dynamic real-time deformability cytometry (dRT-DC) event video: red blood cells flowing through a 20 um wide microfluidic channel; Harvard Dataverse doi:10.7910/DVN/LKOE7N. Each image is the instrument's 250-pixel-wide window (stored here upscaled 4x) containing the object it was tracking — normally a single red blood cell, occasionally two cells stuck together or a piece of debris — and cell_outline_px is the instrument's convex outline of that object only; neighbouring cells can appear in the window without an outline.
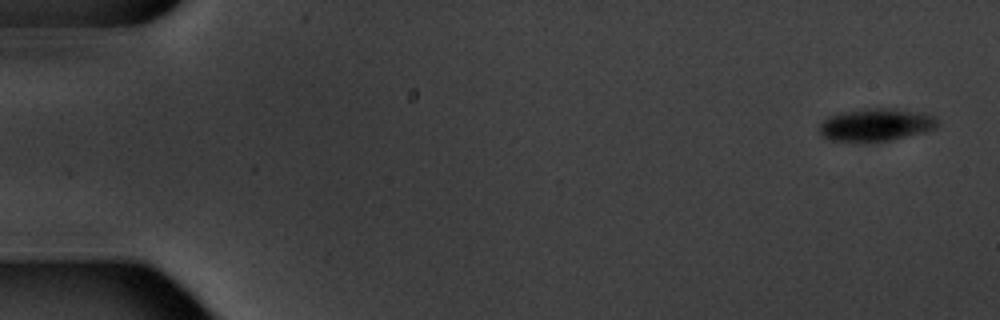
{"species": "common noctule bat (a hibernating species)", "species_latin": "Nyctalus noctula", "temperature_condition": "warm", "stored_images_in_passage": 8, "camera_frame_rate_fps": 3000, "um_per_image_px": 0.085, "animal": {"sex": "male", "body_mass_g": 20.1, "forearm_length_mm": 53.5}, "frame": {"image": 1, "passage_image": 1, "time_ms": 0.0, "image_size_px": [1000, 320], "cell_outline_px": [[940, 124], [936, 128], [928, 132], [892, 140], [864, 144], [832, 140], [820, 136], [816, 128], [828, 116], [840, 112], [872, 108], [892, 108], [924, 112], [936, 116], [940, 120]], "centroid_in_image_um": [74.48, 10.64], "position_along_channel_um": 10.5, "area_um2": 23.64}}
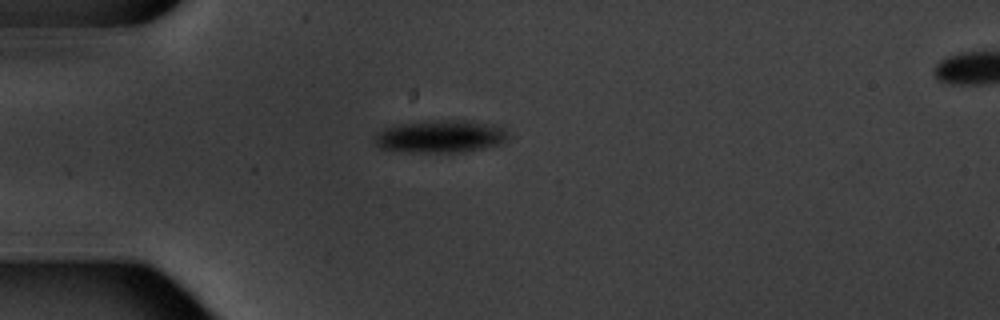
{"frame": {"image": 2, "passage_image": 5, "time_ms": 4.667, "image_size_px": [1000, 320], "cell_outline_px": [[508, 140], [500, 144], [484, 148], [464, 152], [408, 152], [380, 148], [372, 140], [372, 136], [376, 132], [384, 128], [400, 124], [432, 120], [472, 120], [504, 128], [508, 132]], "centroid_in_image_um": [37.42, 11.59], "position_along_channel_um": 47.6, "area_um2": 25.66}}
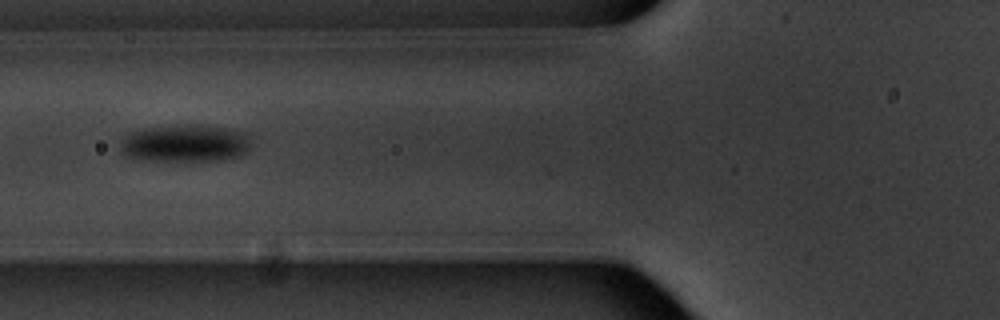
{"frame": {"image": 3, "passage_image": 7, "time_ms": 7.0, "image_size_px": [1000, 320], "cell_outline_px": [[248, 148], [240, 156], [220, 160], [148, 160], [124, 156], [120, 148], [120, 140], [128, 132], [144, 128], [172, 124], [208, 124], [232, 128], [248, 132]], "centroid_in_image_um": [15.71, 12.13], "position_along_channel_um": 110.1, "area_um2": 29.13}}